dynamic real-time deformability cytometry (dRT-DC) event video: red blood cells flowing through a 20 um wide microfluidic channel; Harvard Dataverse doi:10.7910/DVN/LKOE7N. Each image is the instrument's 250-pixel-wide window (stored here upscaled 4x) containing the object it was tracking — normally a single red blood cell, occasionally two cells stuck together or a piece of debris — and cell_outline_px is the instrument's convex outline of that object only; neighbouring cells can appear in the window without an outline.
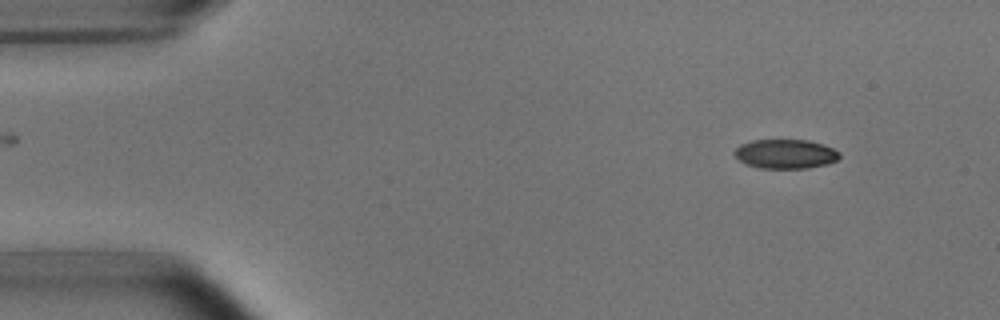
{"species": "common noctule bat (a hibernating species)", "species_latin": "Nyctalus noctula", "temperature_condition": "room temperature", "stored_images_in_passage": 3, "camera_frame_rate_fps": 3000, "um_per_image_px": 0.085, "animal": {"sex": "male", "body_mass_g": 15.6}, "frame": {"image": 1, "passage_image": 1, "time_ms": 0.0, "image_size_px": [1000, 320], "cell_outline_px": [[840, 156], [836, 160], [828, 164], [808, 168], [760, 168], [744, 164], [732, 152], [740, 144], [752, 140], [808, 140], [832, 148], [840, 152]], "centroid_in_image_um": [66.74, 13.09], "position_along_channel_um": 18.3, "area_um2": 17.92}}
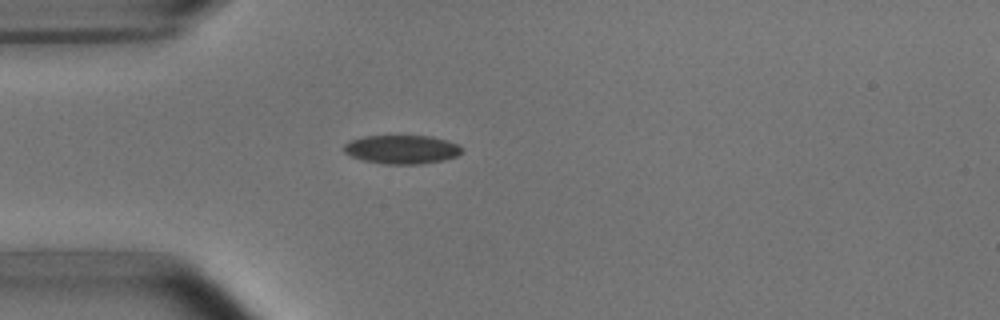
{"frame": {"image": 2, "passage_image": 3, "time_ms": 3.0, "image_size_px": [1000, 320], "cell_outline_px": [[464, 152], [456, 156], [444, 160], [420, 164], [384, 164], [364, 160], [352, 156], [344, 152], [344, 144], [352, 140], [364, 136], [432, 136], [448, 140], [464, 148]], "centroid_in_image_um": [34.2, 12.7], "position_along_channel_um": 50.8, "area_um2": 19.77}}